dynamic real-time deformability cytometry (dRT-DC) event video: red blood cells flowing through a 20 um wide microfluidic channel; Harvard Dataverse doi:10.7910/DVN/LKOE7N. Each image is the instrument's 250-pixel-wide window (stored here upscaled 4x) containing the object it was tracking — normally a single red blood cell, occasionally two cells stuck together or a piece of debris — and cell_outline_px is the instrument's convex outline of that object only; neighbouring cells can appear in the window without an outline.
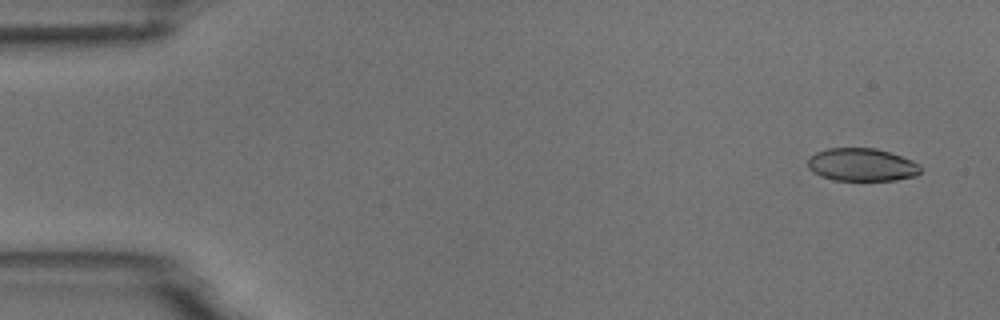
{"species": "common noctule bat (a hibernating species)", "species_latin": "Nyctalus noctula", "temperature_condition": "room temperature", "stored_images_in_passage": 7, "camera_frame_rate_fps": 3000, "um_per_image_px": 0.085, "animal": {"sex": "male", "body_mass_g": 18.8}, "frame": {"image": 1, "passage_image": 1, "time_ms": 0.0, "image_size_px": [1000, 320], "cell_outline_px": [[920, 172], [916, 176], [896, 180], [832, 180], [820, 176], [812, 172], [808, 168], [808, 160], [816, 152], [828, 148], [876, 148], [912, 160], [920, 164]], "centroid_in_image_um": [73.25, 14.01], "position_along_channel_um": 11.8, "area_um2": 21.62}}
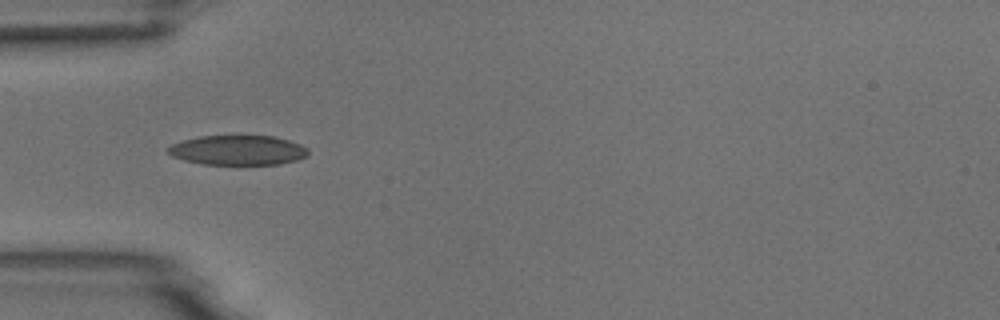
{"frame": {"image": 2, "passage_image": 5, "time_ms": 4.667, "image_size_px": [1000, 320], "cell_outline_px": [[308, 156], [296, 160], [280, 164], [204, 164], [184, 160], [172, 156], [164, 148], [172, 144], [184, 140], [200, 136], [236, 132], [272, 136], [288, 140], [300, 144], [308, 148]], "centroid_in_image_um": [20.21, 12.71], "position_along_channel_um": 64.8, "area_um2": 25.26}}